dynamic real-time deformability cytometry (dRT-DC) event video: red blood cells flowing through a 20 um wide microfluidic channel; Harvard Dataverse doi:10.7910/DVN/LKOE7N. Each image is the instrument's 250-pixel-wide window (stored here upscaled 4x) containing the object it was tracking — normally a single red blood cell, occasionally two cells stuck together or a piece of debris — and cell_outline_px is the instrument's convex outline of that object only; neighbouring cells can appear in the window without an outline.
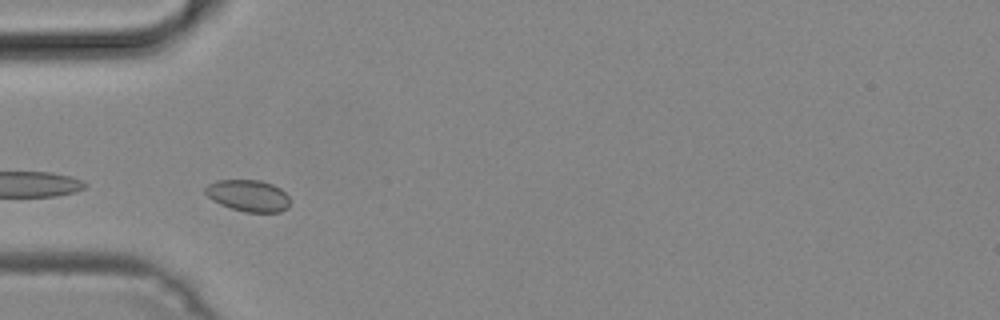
{"species": "common noctule bat (a hibernating species)", "species_latin": "Nyctalus noctula", "temperature_condition": "cold", "stored_images_in_passage": 34, "camera_frame_rate_fps": 3000, "um_per_image_px": 0.085, "animal": {"sex": "male", "body_mass_g": 19.2, "forearm_length_mm": 51.8}, "frame": {"image": 1, "passage_image": 6, "time_ms": 1.667, "image_size_px": [1000, 320], "cell_outline_px": [[288, 208], [280, 212], [244, 212], [220, 204], [212, 200], [204, 192], [204, 188], [208, 184], [216, 180], [260, 180], [272, 184], [280, 188], [288, 196]], "centroid_in_image_um": [21.08, 16.62], "position_along_channel_um": 63.9, "area_um2": 15.61}}
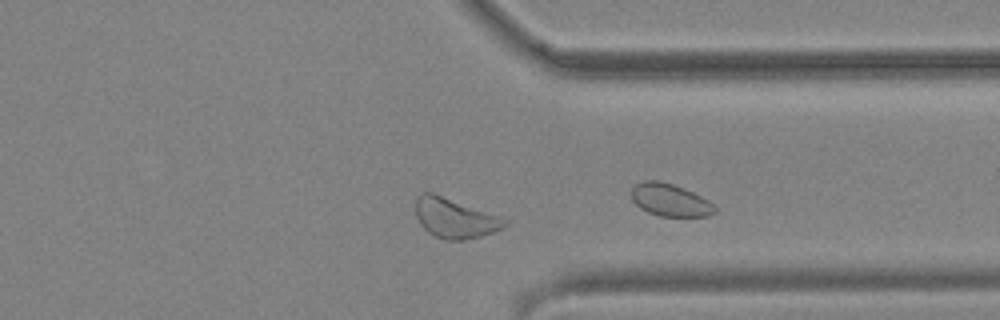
{"frame": {"image": 2, "passage_image": 28, "time_ms": 9.0, "image_size_px": [1000, 320], "cell_outline_px": [[508, 224], [504, 228], [480, 236], [460, 240], [448, 240], [436, 236], [428, 232], [420, 224], [416, 216], [416, 196], [424, 192], [432, 192], [508, 220]], "centroid_in_image_um": [38.63, 18.54], "position_along_channel_um": 372.8, "area_um2": 20.23}}